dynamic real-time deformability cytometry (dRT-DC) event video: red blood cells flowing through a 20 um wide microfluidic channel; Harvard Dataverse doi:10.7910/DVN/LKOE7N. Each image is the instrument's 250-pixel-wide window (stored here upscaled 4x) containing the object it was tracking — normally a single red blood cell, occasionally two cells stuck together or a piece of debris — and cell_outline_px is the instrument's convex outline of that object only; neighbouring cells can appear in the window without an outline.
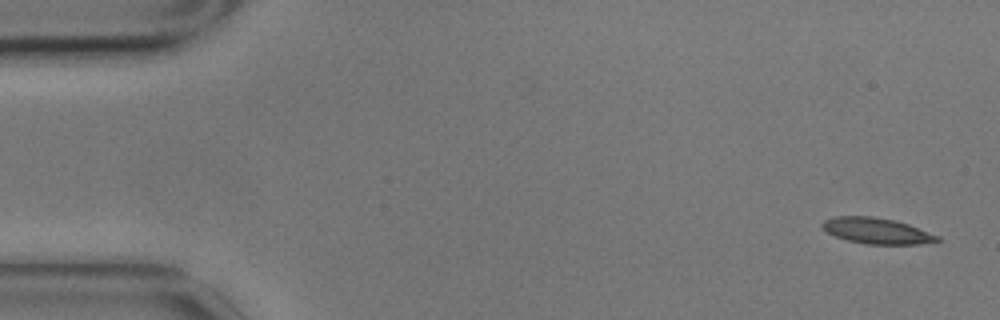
{"species": "common noctule bat (a hibernating species)", "species_latin": "Nyctalus noctula", "temperature_condition": "cold", "stored_images_in_passage": 5, "camera_frame_rate_fps": 3000, "um_per_image_px": 0.085, "animal": {"sex": "male", "body_mass_g": 17.9}, "frame": {"image": 1, "passage_image": 1, "time_ms": 0.0, "image_size_px": [1000, 320], "cell_outline_px": [[940, 240], [920, 244], [868, 244], [848, 240], [836, 236], [820, 228], [820, 224], [824, 220], [836, 216], [872, 216], [896, 220], [908, 224], [940, 236]], "centroid_in_image_um": [74.51, 19.61], "position_along_channel_um": 10.5, "area_um2": 17.34}}
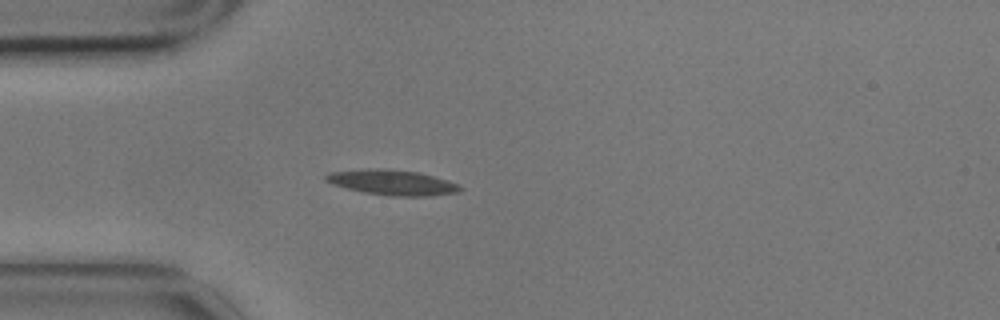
{"frame": {"image": 2, "passage_image": 4, "time_ms": 1.0, "image_size_px": [1000, 320], "cell_outline_px": [[464, 188], [460, 192], [428, 196], [392, 196], [364, 192], [332, 184], [324, 180], [324, 176], [332, 172], [368, 168], [384, 168], [416, 172], [432, 176], [456, 184]], "centroid_in_image_um": [33.32, 15.51], "position_along_channel_um": 51.7, "area_um2": 19.48}}